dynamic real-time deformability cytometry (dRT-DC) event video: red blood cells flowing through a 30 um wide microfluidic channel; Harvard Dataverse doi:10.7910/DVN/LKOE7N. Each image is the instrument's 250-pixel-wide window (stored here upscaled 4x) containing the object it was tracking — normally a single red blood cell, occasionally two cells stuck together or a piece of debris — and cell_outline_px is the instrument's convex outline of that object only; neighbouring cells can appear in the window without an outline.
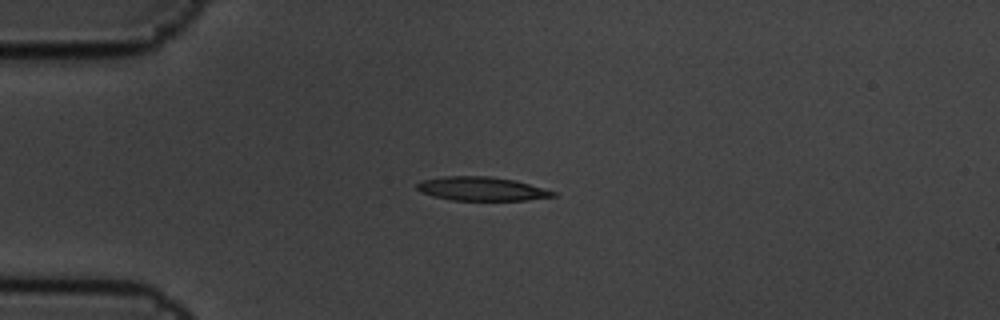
{"species": "common noctule bat (a hibernating species)", "species_latin": "Nyctalus noctula", "temperature_condition": "cold", "stored_images_in_passage": 2, "camera_frame_rate_fps": 3000, "um_per_image_px": 0.085, "animal": {"sex": "male", "body_mass_g": 19.5, "forearm_length_mm": 54.6}, "frame": {"image": 1, "passage_image": 2, "time_ms": 0.333, "image_size_px": [1000, 320], "cell_outline_px": [[556, 196], [524, 200], [452, 200], [432, 196], [420, 192], [416, 188], [416, 184], [424, 180], [444, 176], [488, 176], [512, 180], [528, 184], [556, 192]], "centroid_in_image_um": [40.88, 16.05], "position_along_channel_um": 44.1, "area_um2": 18.61}}